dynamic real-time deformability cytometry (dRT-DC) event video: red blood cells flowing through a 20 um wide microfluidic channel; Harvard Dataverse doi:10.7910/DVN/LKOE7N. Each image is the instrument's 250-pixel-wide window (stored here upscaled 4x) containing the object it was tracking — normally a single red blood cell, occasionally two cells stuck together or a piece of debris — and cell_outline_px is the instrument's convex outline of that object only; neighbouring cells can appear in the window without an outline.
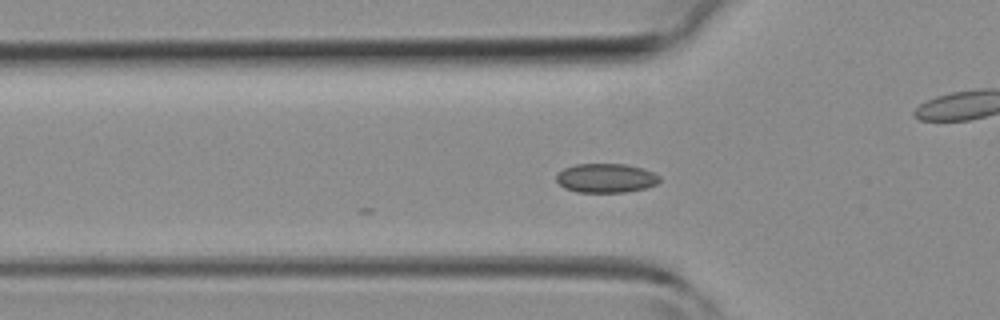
{"species": "common noctule bat (a hibernating species)", "species_latin": "Nyctalus noctula", "temperature_condition": "room temperature", "stored_images_in_passage": 32, "camera_frame_rate_fps": 3000, "um_per_image_px": 0.085, "animal": {"sex": "female", "body_mass_g": 19.3, "forearm_length_mm": 54.1}, "frame": {"image": 1, "passage_image": 2, "time_ms": 0.333, "image_size_px": [1000, 320], "cell_outline_px": [[660, 180], [656, 184], [648, 188], [624, 192], [576, 192], [564, 188], [556, 180], [556, 176], [564, 168], [576, 164], [628, 164], [644, 168], [660, 176]], "centroid_in_image_um": [51.53, 15.14], "position_along_channel_um": 74.3, "area_um2": 17.63}}
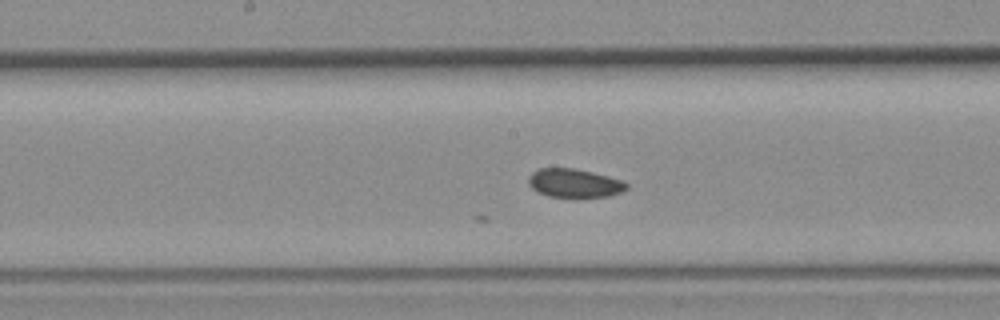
{"frame": {"image": 2, "passage_image": 10, "time_ms": 3.0, "image_size_px": [1000, 320], "cell_outline_px": [[628, 188], [620, 192], [608, 196], [576, 200], [548, 196], [536, 192], [528, 184], [528, 176], [532, 172], [540, 168], [572, 168], [592, 172], [624, 180], [628, 184]], "centroid_in_image_um": [48.81, 15.61], "position_along_channel_um": 199.4, "area_um2": 17.11}}
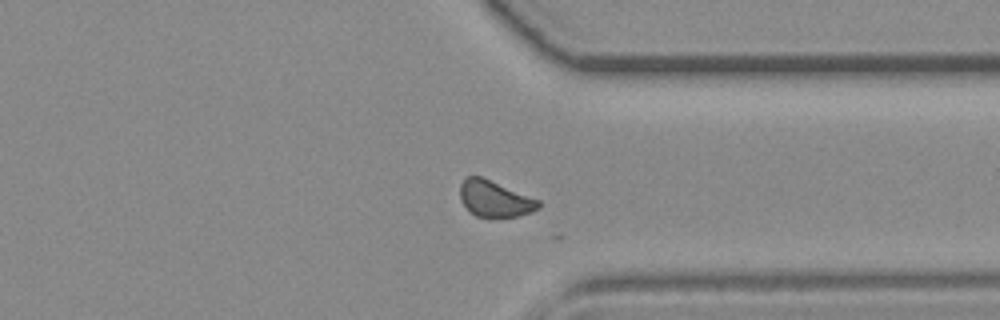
{"frame": {"image": 3, "passage_image": 21, "time_ms": 6.667, "image_size_px": [1000, 320], "cell_outline_px": [[540, 208], [532, 212], [516, 216], [476, 216], [460, 200], [460, 184], [468, 176], [480, 176], [540, 200]], "centroid_in_image_um": [42.07, 16.88], "position_along_channel_um": 369.3, "area_um2": 16.18}}